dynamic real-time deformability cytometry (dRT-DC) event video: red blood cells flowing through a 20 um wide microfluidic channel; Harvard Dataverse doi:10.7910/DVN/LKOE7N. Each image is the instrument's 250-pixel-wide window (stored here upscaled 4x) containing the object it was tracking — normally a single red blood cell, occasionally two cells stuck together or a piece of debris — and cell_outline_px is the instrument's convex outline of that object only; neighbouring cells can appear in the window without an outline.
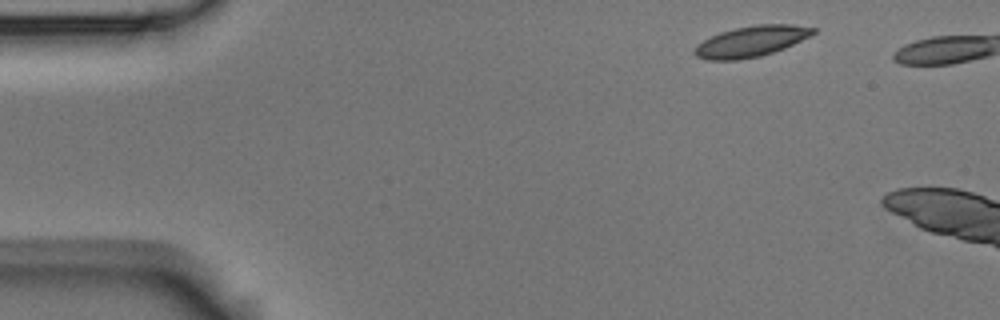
{"species": "Egyptian fruit bat (a non-hibernating species)", "species_latin": "Rousettus aegyptiacus", "temperature_condition": "room temperature", "stored_images_in_passage": 3, "camera_frame_rate_fps": 3000, "um_per_image_px": 0.085, "animal": {"sex": "male"}, "frame": {"image": 1, "passage_image": 1, "time_ms": 0.0, "image_size_px": [1000, 320], "cell_outline_px": [[816, 32], [784, 48], [760, 56], [740, 60], [704, 60], [696, 56], [692, 52], [696, 44], [720, 32], [736, 28], [756, 24], [792, 24], [816, 28]], "centroid_in_image_um": [63.8, 3.52], "position_along_channel_um": 21.2, "area_um2": 21.21}}